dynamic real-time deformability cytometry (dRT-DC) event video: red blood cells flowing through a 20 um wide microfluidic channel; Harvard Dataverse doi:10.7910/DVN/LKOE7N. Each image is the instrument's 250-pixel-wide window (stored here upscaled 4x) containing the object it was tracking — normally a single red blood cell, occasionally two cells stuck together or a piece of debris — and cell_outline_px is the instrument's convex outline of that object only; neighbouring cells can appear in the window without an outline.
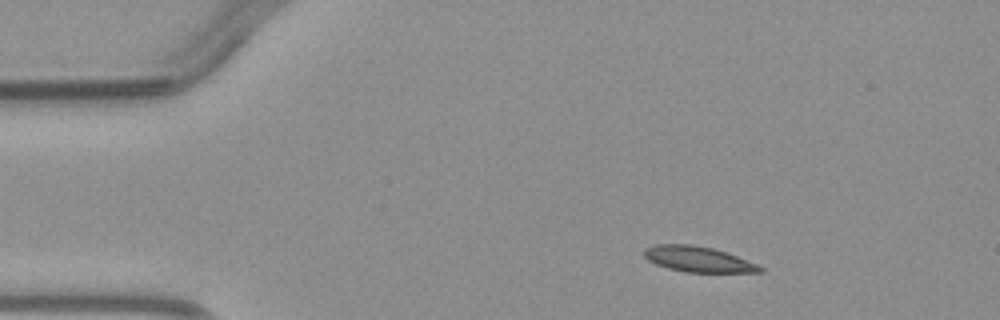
{"species": "common noctule bat (a hibernating species)", "species_latin": "Nyctalus noctula", "temperature_condition": "warm", "stored_images_in_passage": 4, "camera_frame_rate_fps": 3000, "um_per_image_px": 0.085, "animal": {"sex": "male", "body_mass_g": 23.1, "forearm_length_mm": 52.7}, "frame": {"image": 1, "passage_image": 1, "time_ms": 0.0, "image_size_px": [1000, 320], "cell_outline_px": [[764, 272], [684, 272], [668, 268], [656, 264], [648, 260], [644, 256], [644, 248], [656, 244], [692, 244], [712, 248], [736, 256], [756, 264], [764, 268]], "centroid_in_image_um": [59.3, 22.03], "position_along_channel_um": 25.7, "area_um2": 17.11}}
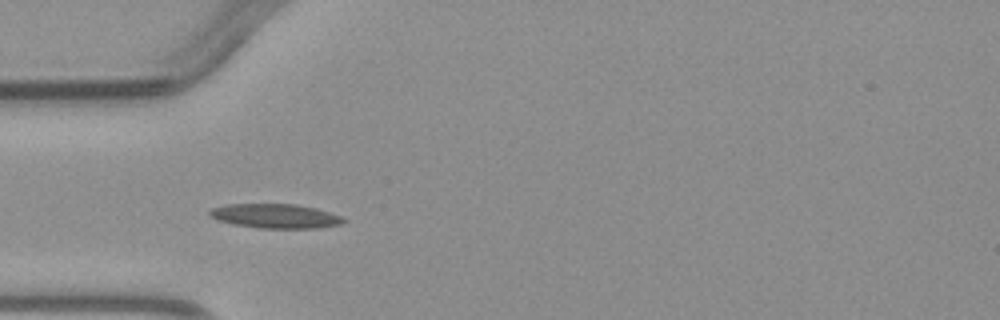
{"frame": {"image": 2, "passage_image": 3, "time_ms": 2.333, "image_size_px": [1000, 320], "cell_outline_px": [[348, 220], [344, 224], [316, 228], [260, 228], [236, 224], [216, 220], [208, 216], [208, 212], [212, 208], [228, 204], [296, 204], [316, 208], [340, 216]], "centroid_in_image_um": [23.42, 18.36], "position_along_channel_um": 61.6, "area_um2": 19.02}}
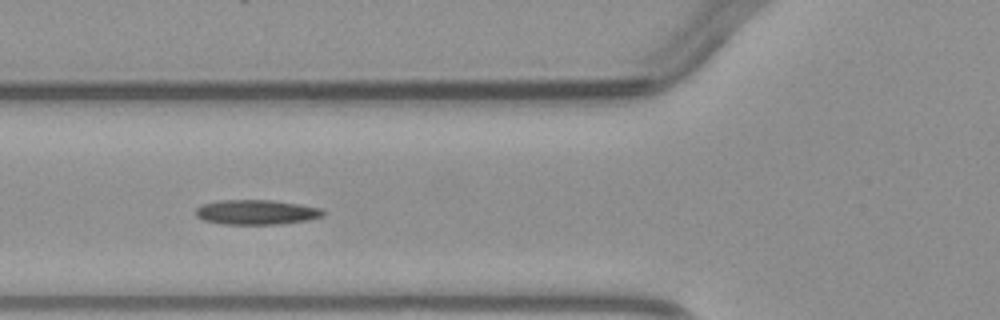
{"frame": {"image": 3, "passage_image": 4, "time_ms": 3.333, "image_size_px": [1000, 320], "cell_outline_px": [[324, 216], [308, 220], [280, 224], [220, 224], [204, 220], [196, 216], [196, 208], [200, 204], [220, 200], [272, 200], [300, 204], [320, 208], [324, 212]], "centroid_in_image_um": [21.77, 18.03], "position_along_channel_um": 104.0, "area_um2": 18.5}}